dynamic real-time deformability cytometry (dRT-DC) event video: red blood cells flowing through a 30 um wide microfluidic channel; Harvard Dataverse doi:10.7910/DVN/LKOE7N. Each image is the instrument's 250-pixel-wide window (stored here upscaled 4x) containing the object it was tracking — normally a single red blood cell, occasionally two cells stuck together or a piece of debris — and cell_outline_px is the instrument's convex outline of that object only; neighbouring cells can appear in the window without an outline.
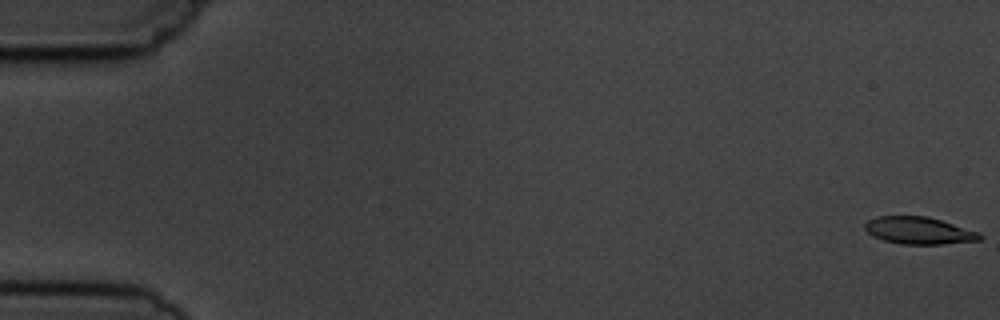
{"species": "common noctule bat (a hibernating species)", "species_latin": "Nyctalus noctula", "temperature_condition": "cold", "stored_images_in_passage": 8, "camera_frame_rate_fps": 3000, "um_per_image_px": 0.085, "animal": {"sex": "male", "body_mass_g": 19.5, "forearm_length_mm": 54.6}, "frame": {"image": 1, "passage_image": 1, "time_ms": 0.0, "image_size_px": [1000, 320], "cell_outline_px": [[984, 236], [980, 240], [940, 244], [904, 244], [884, 240], [872, 236], [864, 228], [864, 224], [868, 220], [876, 216], [928, 216], [980, 232]], "centroid_in_image_um": [78.11, 19.59], "position_along_channel_um": 6.9, "area_um2": 18.21}}
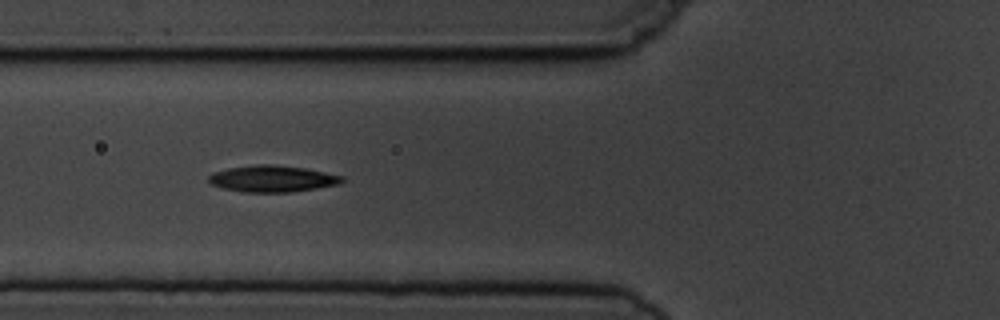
{"frame": {"image": 2, "passage_image": 6, "time_ms": 6.667, "image_size_px": [1000, 320], "cell_outline_px": [[348, 180], [340, 184], [316, 188], [288, 192], [244, 192], [224, 188], [212, 184], [208, 180], [208, 176], [212, 172], [228, 168], [256, 164], [272, 164], [308, 168], [344, 176]], "centroid_in_image_um": [23.2, 15.18], "position_along_channel_um": 102.6, "area_um2": 20.81}}
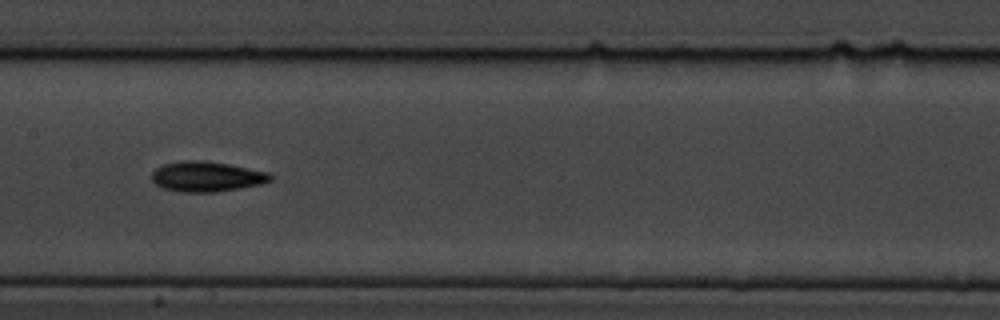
{"frame": {"image": 3, "passage_image": 8, "time_ms": 9.0, "image_size_px": [1000, 320], "cell_outline_px": [[272, 180], [264, 184], [216, 192], [180, 192], [164, 188], [156, 184], [152, 180], [152, 172], [156, 168], [164, 164], [180, 160], [204, 160], [228, 164], [268, 172], [272, 176]], "centroid_in_image_um": [17.57, 15.0], "position_along_channel_um": 189.8, "area_um2": 20.98}}